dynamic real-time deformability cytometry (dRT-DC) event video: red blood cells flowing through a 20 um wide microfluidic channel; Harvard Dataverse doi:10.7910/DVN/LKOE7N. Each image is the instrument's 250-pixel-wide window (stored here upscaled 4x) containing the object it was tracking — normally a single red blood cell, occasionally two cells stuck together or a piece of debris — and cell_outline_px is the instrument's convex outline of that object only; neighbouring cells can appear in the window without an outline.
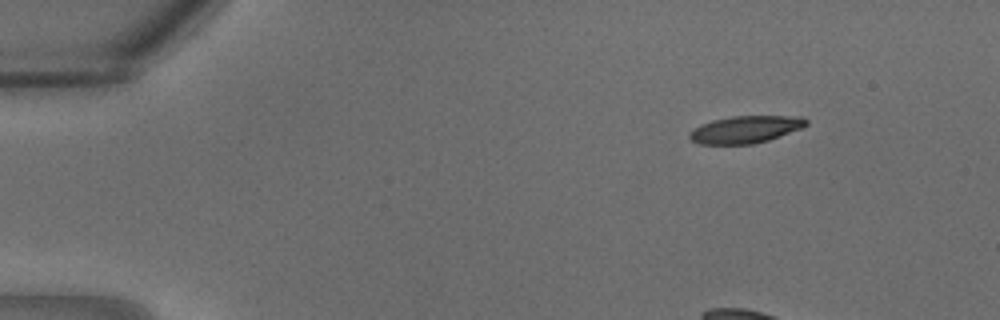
{"species": "common noctule bat (a hibernating species)", "species_latin": "Nyctalus noctula", "temperature_condition": "warm", "stored_images_in_passage": 2, "camera_frame_rate_fps": 3000, "um_per_image_px": 0.085, "animal": {"sex": "male", "body_mass_g": 18.8}, "frame": {"image": 1, "passage_image": 1, "time_ms": 0.0, "image_size_px": [1000, 320], "cell_outline_px": [[808, 124], [800, 128], [768, 140], [752, 144], [700, 144], [692, 140], [688, 136], [688, 132], [692, 128], [700, 124], [712, 120], [732, 116], [804, 116], [808, 120]], "centroid_in_image_um": [63.33, 10.99], "position_along_channel_um": 21.7, "area_um2": 18.55}}